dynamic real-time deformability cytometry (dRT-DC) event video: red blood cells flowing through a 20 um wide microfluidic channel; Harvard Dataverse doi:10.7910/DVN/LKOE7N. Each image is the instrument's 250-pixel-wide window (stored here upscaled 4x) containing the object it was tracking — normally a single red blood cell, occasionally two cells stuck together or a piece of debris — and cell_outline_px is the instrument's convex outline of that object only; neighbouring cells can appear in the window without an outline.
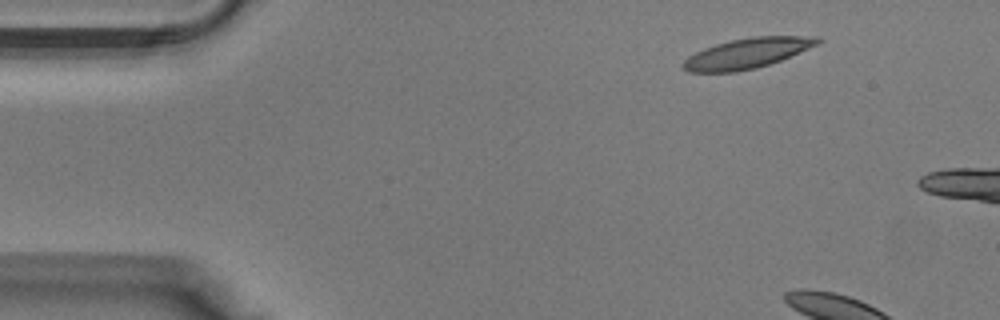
{"species": "Egyptian fruit bat (a non-hibernating species)", "species_latin": "Rousettus aegyptiacus", "temperature_condition": "warm", "stored_images_in_passage": 4, "camera_frame_rate_fps": 3000, "um_per_image_px": 0.085, "animal": {"sex": "male"}, "frame": {"image": 1, "passage_image": 1, "time_ms": 0.0, "image_size_px": [1000, 320], "cell_outline_px": [[824, 40], [808, 48], [780, 60], [756, 68], [736, 72], [688, 72], [684, 68], [684, 60], [688, 56], [704, 48], [716, 44], [732, 40], [752, 36], [820, 36]], "centroid_in_image_um": [63.52, 4.52], "position_along_channel_um": 21.5, "area_um2": 23.41}}